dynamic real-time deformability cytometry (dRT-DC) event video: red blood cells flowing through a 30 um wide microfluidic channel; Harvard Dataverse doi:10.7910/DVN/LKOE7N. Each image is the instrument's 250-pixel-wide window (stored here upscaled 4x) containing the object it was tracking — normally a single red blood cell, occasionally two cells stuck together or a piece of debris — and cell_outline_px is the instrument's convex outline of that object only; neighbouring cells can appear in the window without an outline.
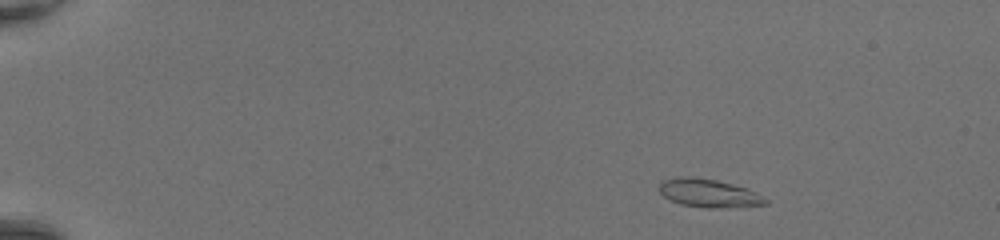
{"species": "common noctule bat (a hibernating species)", "species_latin": "Nyctalus noctula", "temperature_condition": "room temperature", "stored_images_in_passage": 47, "camera_frame_rate_fps": 3000, "um_per_image_px": 0.085, "animal": {"sex": "female", "body_mass_g": 20.0, "forearm_length_mm": 54.0}, "frame": {"image": 1, "passage_image": 6, "time_ms": 1.667, "image_size_px": [1000, 240], "cell_outline_px": [[768, 204], [716, 208], [708, 208], [680, 204], [664, 196], [656, 188], [664, 180], [676, 176], [692, 176], [716, 180], [748, 188], [756, 192], [768, 200]], "centroid_in_image_um": [60.22, 16.4], "position_along_channel_um": 24.8, "area_um2": 17.51}}
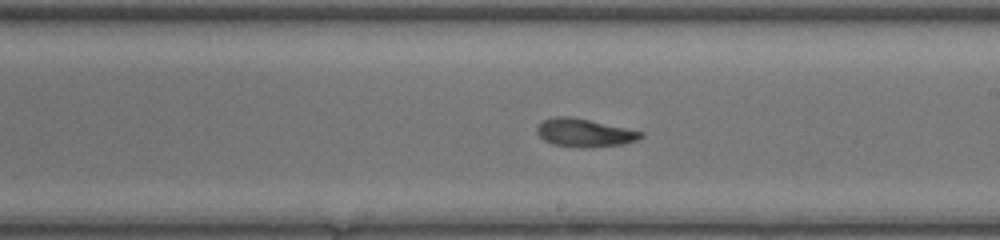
{"frame": {"image": 2, "passage_image": 29, "time_ms": 9.333, "image_size_px": [1000, 240], "cell_outline_px": [[644, 136], [636, 140], [624, 144], [584, 148], [580, 148], [552, 144], [544, 140], [536, 132], [536, 128], [544, 120], [552, 116], [572, 116], [644, 132]], "centroid_in_image_um": [49.67, 11.28], "position_along_channel_um": 239.3, "area_um2": 17.11}}
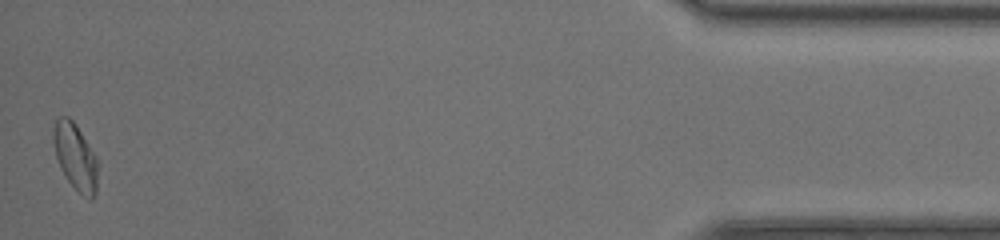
{"frame": {"image": 3, "passage_image": 47, "time_ms": 15.333, "image_size_px": [1000, 240], "cell_outline_px": [[96, 192], [92, 200], [88, 200], [68, 180], [60, 168], [56, 156], [52, 140], [52, 132], [56, 120], [60, 116], [68, 116], [76, 124], [96, 156]], "centroid_in_image_um": [6.38, 13.29], "position_along_channel_um": 428.8, "area_um2": 16.99}, "authors_computed_cell_mechanics": {"area_um2": 17.1088, "velocity_mm_per_s": 4.4098, "shape_relaxation_time_tau1_ms": 5.5457, "shape_relaxation_time_tau2_ms": 1.6973, "deformation_change_tau1": 0.2014, "deformation_change_tau2": 0.0682}}